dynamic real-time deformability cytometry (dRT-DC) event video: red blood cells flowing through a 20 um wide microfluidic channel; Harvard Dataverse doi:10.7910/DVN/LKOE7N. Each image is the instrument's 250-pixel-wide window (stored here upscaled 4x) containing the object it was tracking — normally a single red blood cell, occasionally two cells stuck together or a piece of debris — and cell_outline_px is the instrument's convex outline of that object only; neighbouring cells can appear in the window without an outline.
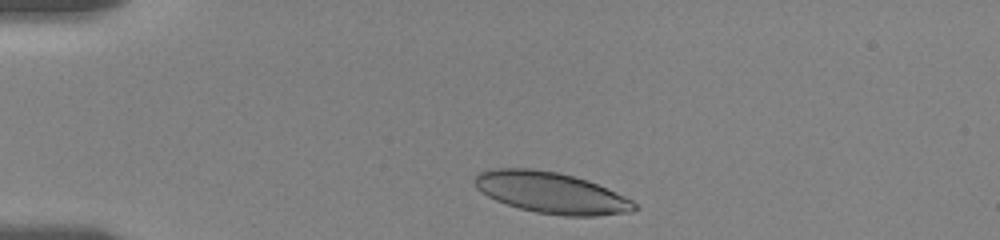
{"species": "human", "species_latin": "Homo sapiens", "temperature_condition": "room temperature", "stored_images_in_passage": 7, "camera_frame_rate_fps": 3000, "um_per_image_px": 0.085, "donor": {"sex": "female"}, "frame": {"image": 1, "passage_image": 1, "time_ms": 0.0, "image_size_px": [1000, 240], "cell_outline_px": [[640, 208], [632, 212], [596, 216], [564, 216], [536, 212], [520, 208], [496, 200], [480, 192], [476, 188], [472, 180], [480, 172], [492, 168], [532, 168], [560, 172], [588, 180], [624, 196], [632, 200]], "centroid_in_image_um": [46.85, 16.37], "position_along_channel_um": 38.2, "area_um2": 38.55}}
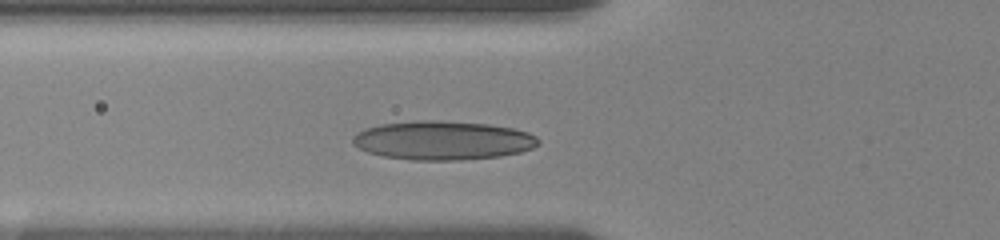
{"frame": {"image": 2, "passage_image": 5, "time_ms": 2.667, "image_size_px": [1000, 240], "cell_outline_px": [[540, 144], [532, 148], [520, 152], [500, 156], [460, 160], [412, 160], [384, 156], [368, 152], [352, 144], [352, 136], [356, 132], [364, 128], [380, 124], [416, 120], [436, 120], [488, 124], [512, 128], [528, 132], [536, 136], [540, 140]], "centroid_in_image_um": [37.62, 11.93], "position_along_channel_um": 88.2, "area_um2": 42.25}}
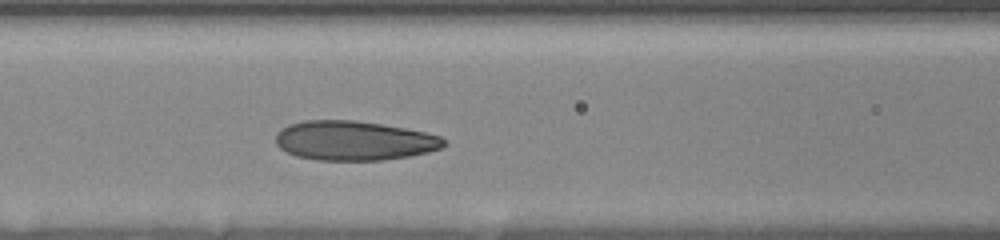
{"frame": {"image": 3, "passage_image": 7, "time_ms": 4.0, "image_size_px": [1000, 240], "cell_outline_px": [[444, 144], [440, 148], [428, 152], [408, 156], [384, 160], [316, 160], [296, 156], [280, 148], [276, 144], [276, 132], [280, 128], [288, 124], [304, 120], [356, 120], [404, 128], [424, 132], [440, 136], [444, 140]], "centroid_in_image_um": [30.03, 11.95], "position_along_channel_um": 136.6, "area_um2": 38.61}}